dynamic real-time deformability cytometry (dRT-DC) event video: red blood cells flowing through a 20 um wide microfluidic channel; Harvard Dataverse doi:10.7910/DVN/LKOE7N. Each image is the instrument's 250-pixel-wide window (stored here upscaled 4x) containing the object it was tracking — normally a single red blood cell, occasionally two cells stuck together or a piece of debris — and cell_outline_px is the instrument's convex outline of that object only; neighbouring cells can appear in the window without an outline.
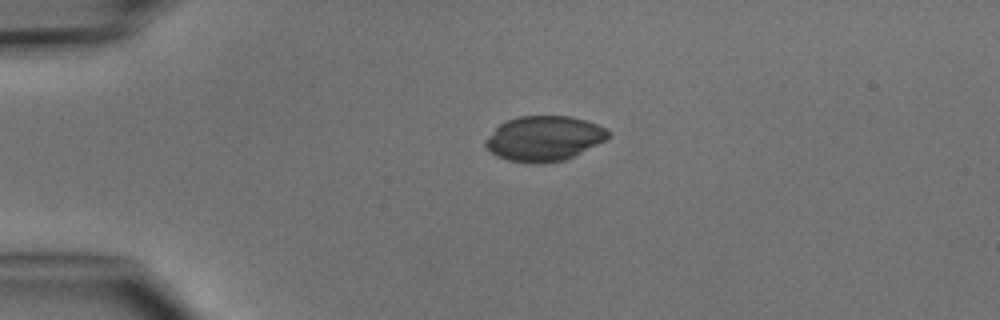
{"species": "common noctule bat (a hibernating species)", "species_latin": "Nyctalus noctula", "temperature_condition": "cold", "stored_images_in_passage": 2, "camera_frame_rate_fps": 3000, "um_per_image_px": 0.085, "animal": {"sex": "male", "body_mass_g": 15.6}, "frame": {"image": 1, "passage_image": 1, "time_ms": 0.0, "image_size_px": [1000, 320], "cell_outline_px": [[612, 132], [604, 140], [564, 160], [544, 164], [528, 164], [508, 160], [496, 156], [484, 144], [484, 140], [504, 120], [516, 116], [572, 116], [596, 124]], "centroid_in_image_um": [46.2, 11.77], "position_along_channel_um": 38.8, "area_um2": 32.14}}